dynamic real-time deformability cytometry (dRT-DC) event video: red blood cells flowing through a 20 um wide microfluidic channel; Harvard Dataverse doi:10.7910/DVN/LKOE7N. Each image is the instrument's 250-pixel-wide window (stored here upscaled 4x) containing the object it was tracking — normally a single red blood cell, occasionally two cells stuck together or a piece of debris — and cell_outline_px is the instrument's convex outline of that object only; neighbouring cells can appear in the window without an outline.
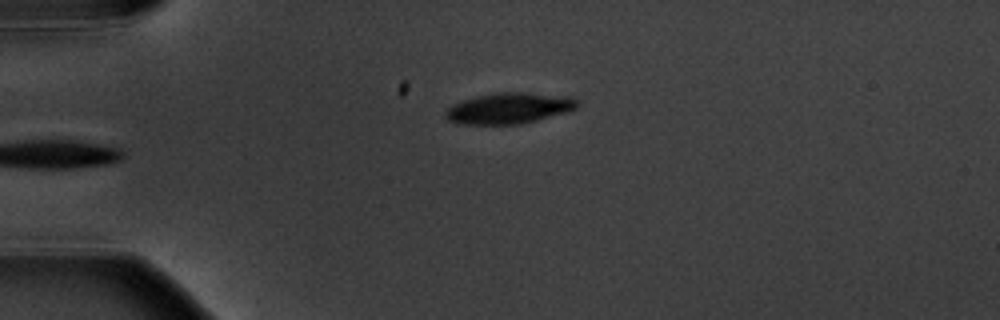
{"species": "common noctule bat (a hibernating species)", "species_latin": "Nyctalus noctula", "temperature_condition": "warm", "stored_images_in_passage": 6, "camera_frame_rate_fps": 3000, "um_per_image_px": 0.085, "animal": {"sex": "male", "body_mass_g": 20.1, "forearm_length_mm": 53.5}, "frame": {"image": 1, "passage_image": 6, "time_ms": 5.667, "image_size_px": [1000, 320], "cell_outline_px": [[580, 104], [576, 108], [564, 112], [536, 120], [520, 124], [460, 124], [448, 120], [444, 116], [444, 112], [452, 104], [476, 96], [496, 92], [524, 92], [572, 96]], "centroid_in_image_um": [43.25, 9.19], "position_along_channel_um": 41.8, "area_um2": 23.76}}